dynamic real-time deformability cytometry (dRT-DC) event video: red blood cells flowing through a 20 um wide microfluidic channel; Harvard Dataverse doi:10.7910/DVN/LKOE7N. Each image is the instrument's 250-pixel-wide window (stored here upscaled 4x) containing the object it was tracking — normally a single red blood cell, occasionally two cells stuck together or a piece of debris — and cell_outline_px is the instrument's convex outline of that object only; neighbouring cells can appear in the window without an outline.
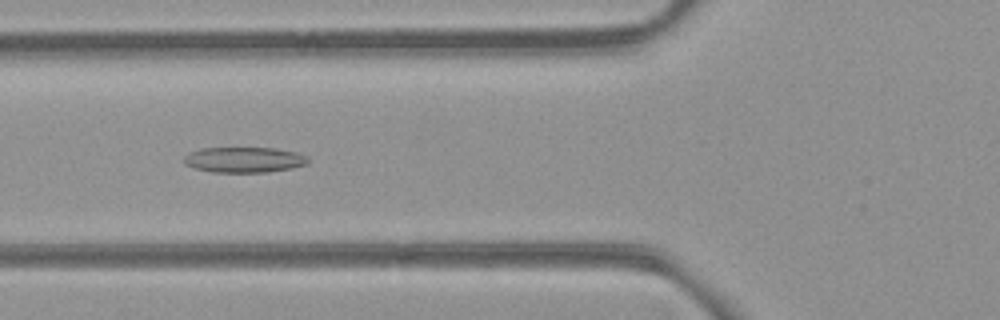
{"species": "common noctule bat (a hibernating species)", "species_latin": "Nyctalus noctula", "temperature_condition": "room temperature", "stored_images_in_passage": 52, "camera_frame_rate_fps": 3000, "um_per_image_px": 0.085, "animal": {"sex": "female", "body_mass_g": 21.9}, "frame": {"image": 1, "passage_image": 19, "time_ms": 6.0, "image_size_px": [1000, 320], "cell_outline_px": [[308, 164], [292, 168], [268, 172], [212, 172], [196, 168], [184, 164], [184, 156], [188, 152], [200, 148], [272, 148], [296, 152], [308, 156]], "centroid_in_image_um": [20.75, 13.58], "position_along_channel_um": 105.1, "area_um2": 18.5}}
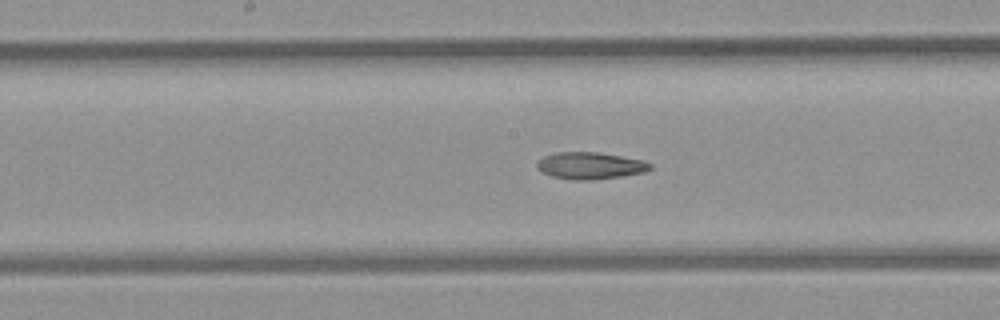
{"frame": {"image": 2, "passage_image": 26, "time_ms": 8.333, "image_size_px": [1000, 320], "cell_outline_px": [[652, 168], [644, 172], [620, 176], [592, 180], [572, 180], [552, 176], [536, 168], [536, 160], [544, 156], [556, 152], [600, 152], [644, 160], [652, 164]], "centroid_in_image_um": [50.15, 14.07], "position_along_channel_um": 198.0, "area_um2": 17.86}}
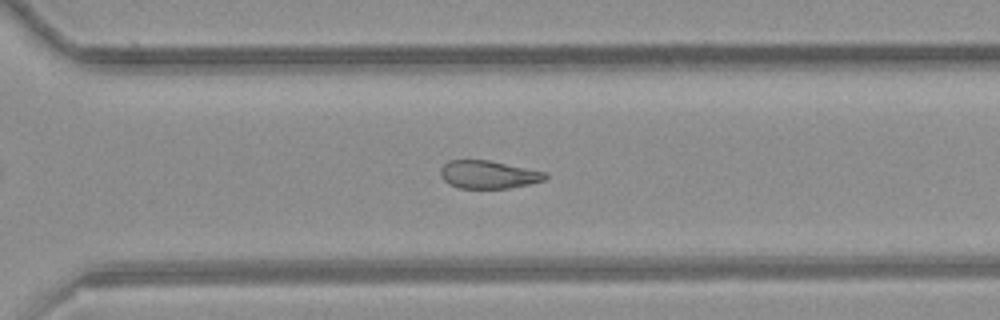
{"frame": {"image": 3, "passage_image": 36, "time_ms": 11.667, "image_size_px": [1000, 320], "cell_outline_px": [[548, 176], [544, 180], [528, 184], [508, 188], [460, 188], [448, 184], [440, 176], [440, 168], [448, 160], [488, 160], [548, 172]], "centroid_in_image_um": [41.5, 14.83], "position_along_channel_um": 329.1, "area_um2": 17.11}, "authors_computed_cell_mechanics": {"area_um2": 18.3515, "velocity_mm_per_s": 3.9554, "shape_relaxation_time_tau1_ms": null, "shape_relaxation_time_tau2_ms": 9.2403, "deformation_change_tau1": null, "deformation_change_tau2": 0.1881}}